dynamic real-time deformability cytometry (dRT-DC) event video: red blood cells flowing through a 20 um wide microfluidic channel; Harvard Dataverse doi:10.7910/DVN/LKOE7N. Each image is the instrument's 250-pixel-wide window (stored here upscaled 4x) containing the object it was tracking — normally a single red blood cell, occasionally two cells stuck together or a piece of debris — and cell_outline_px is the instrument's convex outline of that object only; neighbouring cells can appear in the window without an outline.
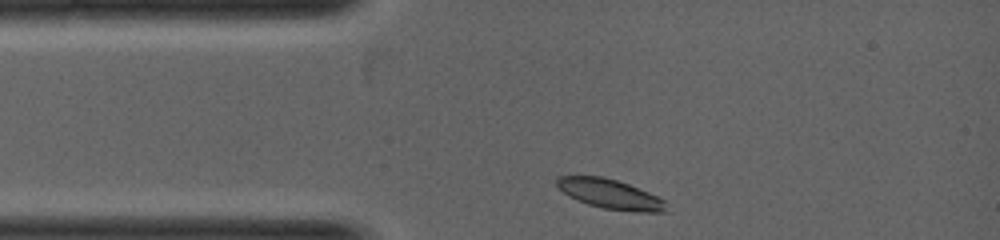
{"species": "common noctule bat (a hibernating species)", "species_latin": "Nyctalus noctula", "temperature_condition": "warm", "stored_images_in_passage": 8, "camera_frame_rate_fps": 5000, "um_per_image_px": 0.085, "animal": {"sex": "female", "body_mass_g": 19.0, "forearm_length_mm": 53.3}, "frame": {"image": 1, "passage_image": 1, "time_ms": 0.0, "image_size_px": [1000, 240], "cell_outline_px": [[664, 212], [636, 212], [604, 208], [588, 204], [568, 196], [556, 184], [556, 176], [604, 176], [628, 184], [648, 192], [664, 200]], "centroid_in_image_um": [51.82, 16.48], "position_along_channel_um": 33.2, "area_um2": 18.55}}
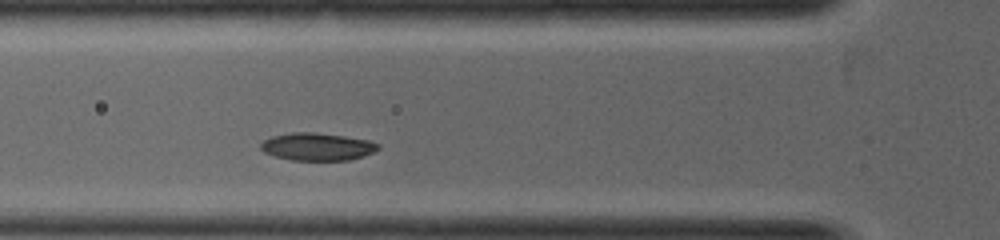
{"frame": {"image": 2, "passage_image": 6, "time_ms": 1.0, "image_size_px": [1000, 240], "cell_outline_px": [[380, 148], [372, 152], [348, 160], [292, 160], [276, 156], [264, 152], [260, 148], [260, 144], [264, 140], [272, 136], [292, 132], [312, 132], [344, 136], [368, 140], [380, 144]], "centroid_in_image_um": [26.94, 12.46], "position_along_channel_um": 98.9, "area_um2": 18.67}}
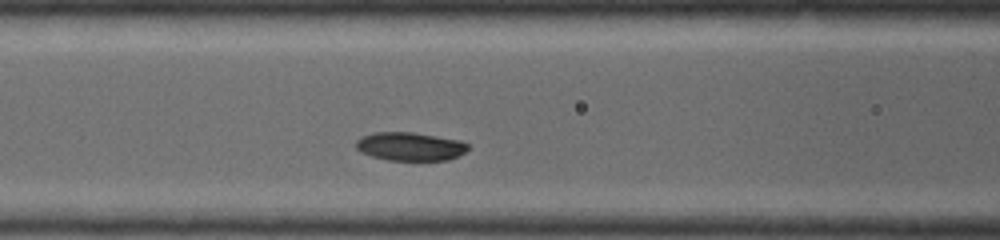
{"frame": {"image": 3, "passage_image": 8, "time_ms": 1001.4, "image_size_px": [1000, 240], "cell_outline_px": [[468, 148], [464, 152], [448, 160], [388, 160], [372, 156], [360, 152], [356, 148], [356, 140], [360, 136], [372, 132], [412, 132], [460, 140], [468, 144]], "centroid_in_image_um": [34.81, 12.44], "position_along_channel_um": 131.8, "area_um2": 18.55}}